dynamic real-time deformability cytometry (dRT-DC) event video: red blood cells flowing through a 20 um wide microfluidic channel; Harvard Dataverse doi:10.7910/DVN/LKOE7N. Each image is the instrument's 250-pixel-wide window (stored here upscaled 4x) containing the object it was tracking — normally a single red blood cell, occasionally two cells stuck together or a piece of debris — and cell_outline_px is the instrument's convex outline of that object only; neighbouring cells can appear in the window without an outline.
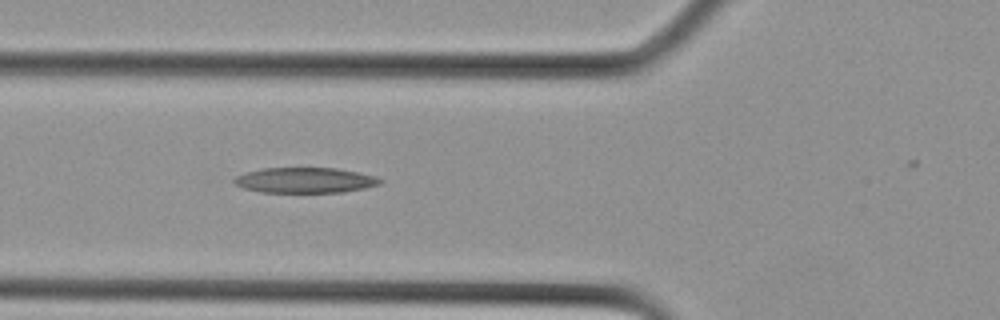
{"species": "Egyptian fruit bat (a non-hibernating species)", "species_latin": "Rousettus aegyptiacus", "temperature_condition": "cold", "stored_images_in_passage": 8, "camera_frame_rate_fps": 3000, "um_per_image_px": 0.085, "animal": {"sex": "female"}, "frame": {"image": 1, "passage_image": 7, "time_ms": 2.0, "image_size_px": [1000, 320], "cell_outline_px": [[384, 180], [380, 184], [364, 188], [344, 192], [260, 192], [244, 188], [236, 184], [232, 180], [236, 176], [244, 172], [260, 168], [336, 168], [376, 176]], "centroid_in_image_um": [25.91, 15.31], "position_along_channel_um": 99.9, "area_um2": 21.62}}